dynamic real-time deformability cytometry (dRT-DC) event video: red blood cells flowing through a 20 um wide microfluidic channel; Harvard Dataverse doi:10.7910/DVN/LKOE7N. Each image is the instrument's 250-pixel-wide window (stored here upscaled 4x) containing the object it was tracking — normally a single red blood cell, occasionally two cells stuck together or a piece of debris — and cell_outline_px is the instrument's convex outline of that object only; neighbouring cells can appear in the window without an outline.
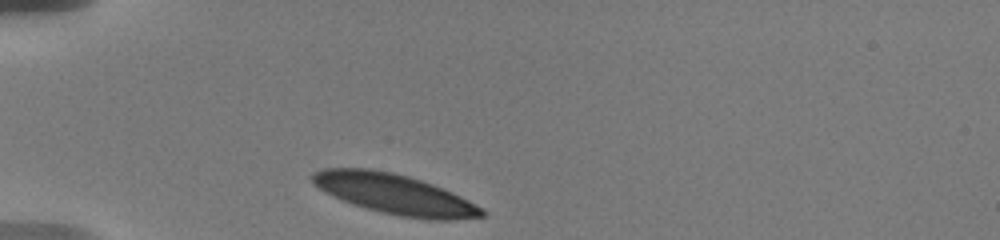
{"species": "human", "species_latin": "Homo sapiens", "temperature_condition": "warm", "stored_images_in_passage": 3, "camera_frame_rate_fps": 3000, "um_per_image_px": 0.085, "donor": {"sex": "male"}, "frame": {"image": 1, "passage_image": 1, "time_ms": 0.0, "image_size_px": [1000, 240], "cell_outline_px": [[488, 212], [484, 216], [452, 220], [432, 220], [400, 216], [380, 212], [352, 204], [332, 196], [324, 192], [312, 184], [312, 172], [324, 168], [372, 168], [392, 172], [408, 176], [432, 184], [452, 192], [484, 208]], "centroid_in_image_um": [33.53, 16.5], "position_along_channel_um": 51.5, "area_um2": 39.82}}